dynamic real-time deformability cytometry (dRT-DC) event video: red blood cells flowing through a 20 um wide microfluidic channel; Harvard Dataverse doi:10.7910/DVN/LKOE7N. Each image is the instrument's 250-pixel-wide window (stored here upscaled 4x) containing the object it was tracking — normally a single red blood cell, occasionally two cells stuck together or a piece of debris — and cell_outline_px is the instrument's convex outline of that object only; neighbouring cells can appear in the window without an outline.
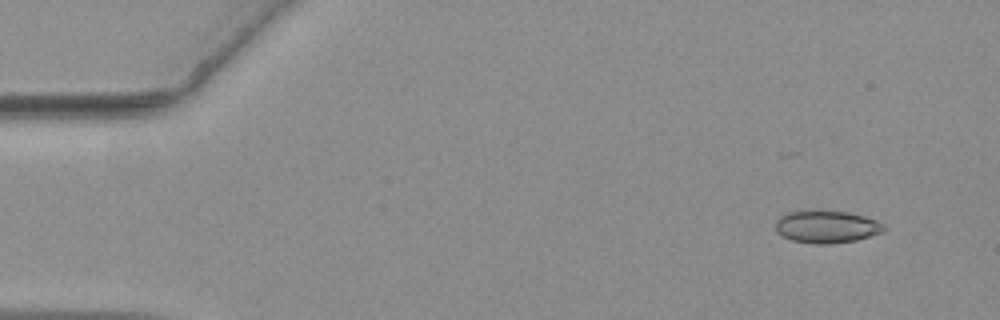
{"species": "common noctule bat (a hibernating species)", "species_latin": "Nyctalus noctula", "temperature_condition": "warm", "stored_images_in_passage": 57, "camera_frame_rate_fps": 3000, "um_per_image_px": 0.085, "animal": {"sex": "female", "body_mass_g": 19.3, "forearm_length_mm": 54.1}, "frame": {"image": 1, "passage_image": 5, "time_ms": 1.333, "image_size_px": [1000, 320], "cell_outline_px": [[888, 228], [884, 232], [856, 240], [832, 244], [812, 244], [792, 240], [776, 232], [776, 220], [780, 216], [788, 212], [848, 212], [864, 216], [876, 220], [884, 224]], "centroid_in_image_um": [70.31, 19.3], "position_along_channel_um": 14.7, "area_um2": 20.29}}
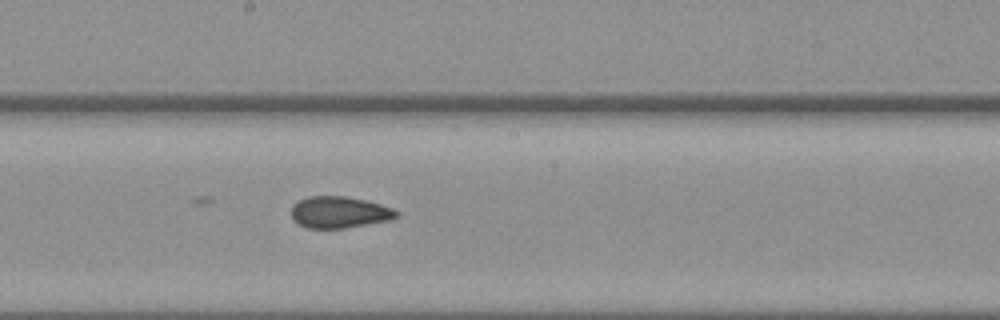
{"frame": {"image": 2, "passage_image": 31, "time_ms": 10.0, "image_size_px": [1000, 320], "cell_outline_px": [[400, 212], [396, 216], [388, 220], [344, 228], [308, 228], [292, 220], [292, 204], [308, 196], [344, 196], [364, 200], [380, 204], [392, 208]], "centroid_in_image_um": [28.81, 18.03], "position_along_channel_um": 219.4, "area_um2": 19.13}}
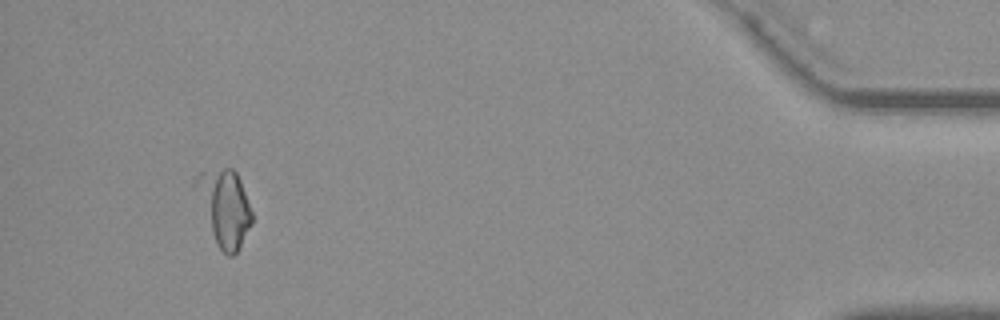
{"frame": {"image": 3, "passage_image": 53, "time_ms": 17.333, "image_size_px": [1000, 320], "cell_outline_px": [[252, 224], [240, 248], [232, 256], [228, 256], [216, 244], [192, 188], [192, 184], [196, 176], [200, 172], [224, 168], [232, 168], [236, 172], [240, 180], [252, 212]], "centroid_in_image_um": [19.04, 17.63], "position_along_channel_um": 416.2, "area_um2": 25.14}, "authors_computed_cell_mechanics": {"area_um2": 19.941, "velocity_mm_per_s": 3.6538, "shape_relaxation_time_tau1_ms": null, "shape_relaxation_time_tau2_ms": 3.0949, "deformation_change_tau1": null, "deformation_change_tau2": 0.0868}}